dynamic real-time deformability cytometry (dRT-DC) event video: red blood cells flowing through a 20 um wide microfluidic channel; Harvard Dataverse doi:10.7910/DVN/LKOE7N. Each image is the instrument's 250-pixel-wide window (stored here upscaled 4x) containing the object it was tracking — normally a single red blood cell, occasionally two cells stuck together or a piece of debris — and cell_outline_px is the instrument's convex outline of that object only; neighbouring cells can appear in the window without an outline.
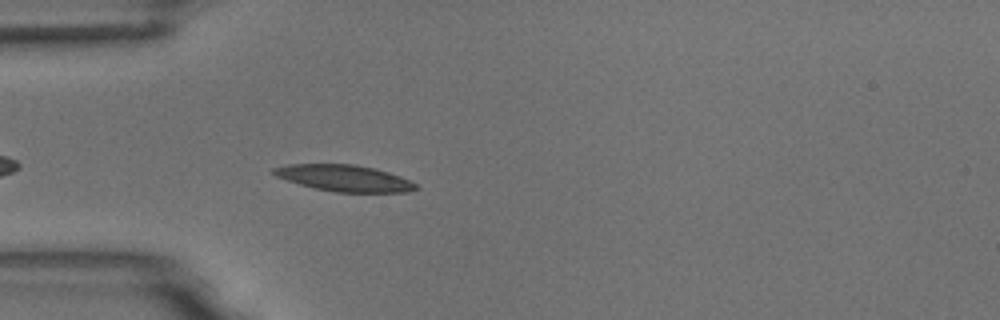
{"species": "common noctule bat (a hibernating species)", "species_latin": "Nyctalus noctula", "temperature_condition": "room temperature", "stored_images_in_passage": 5, "camera_frame_rate_fps": 3000, "um_per_image_px": 0.085, "animal": {"sex": "male", "body_mass_g": 18.8}, "frame": {"image": 1, "passage_image": 5, "time_ms": 4.667, "image_size_px": [1000, 320], "cell_outline_px": [[420, 188], [408, 192], [336, 192], [316, 188], [300, 184], [276, 176], [272, 172], [272, 168], [288, 164], [356, 164], [388, 172], [400, 176], [416, 184]], "centroid_in_image_um": [29.28, 15.14], "position_along_channel_um": 55.7, "area_um2": 21.68}}